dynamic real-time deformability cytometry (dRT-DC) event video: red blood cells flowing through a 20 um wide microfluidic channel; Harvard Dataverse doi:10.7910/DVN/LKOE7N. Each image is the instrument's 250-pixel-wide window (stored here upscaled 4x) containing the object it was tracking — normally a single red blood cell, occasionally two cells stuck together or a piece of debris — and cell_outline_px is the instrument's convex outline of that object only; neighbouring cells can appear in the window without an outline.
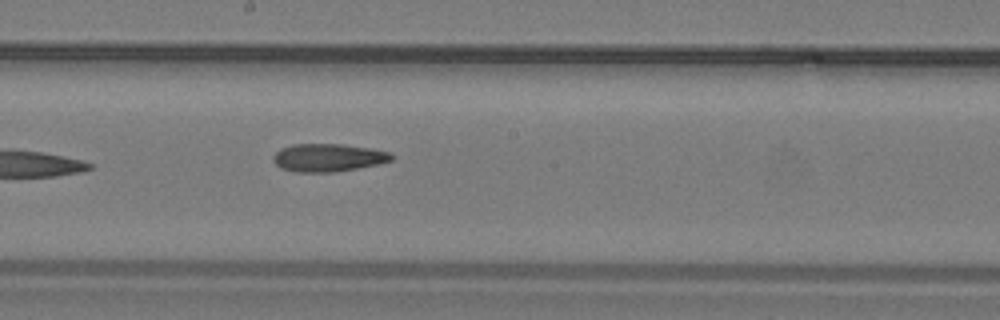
{"species": "common noctule bat (a hibernating species)", "species_latin": "Nyctalus noctula", "temperature_condition": "warm", "stored_images_in_passage": 15, "camera_frame_rate_fps": 3000, "um_per_image_px": 0.085, "animal": {"sex": "male", "body_mass_g": 19.2, "forearm_length_mm": 51.8}, "frame": {"image": 1, "passage_image": 15, "time_ms": 4.667, "image_size_px": [1000, 320], "cell_outline_px": [[392, 160], [376, 164], [356, 168], [332, 172], [296, 172], [280, 168], [272, 160], [272, 156], [280, 148], [292, 144], [340, 144], [372, 148], [388, 152], [392, 156]], "centroid_in_image_um": [27.82, 13.39], "position_along_channel_um": 220.4, "area_um2": 19.13}}